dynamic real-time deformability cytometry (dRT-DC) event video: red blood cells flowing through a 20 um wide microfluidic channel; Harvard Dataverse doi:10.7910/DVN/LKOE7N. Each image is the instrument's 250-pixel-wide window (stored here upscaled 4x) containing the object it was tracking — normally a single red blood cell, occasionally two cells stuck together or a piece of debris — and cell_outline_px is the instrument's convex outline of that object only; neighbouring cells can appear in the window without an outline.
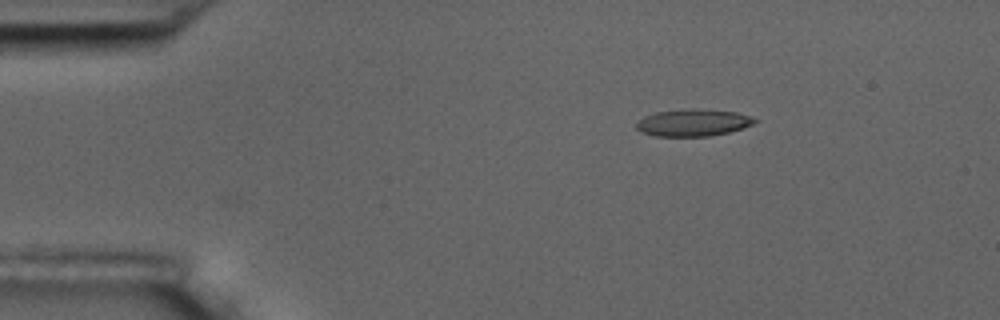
{"species": "common noctule bat (a hibernating species)", "species_latin": "Nyctalus noctula", "temperature_condition": "room temperature", "stored_images_in_passage": 3, "camera_frame_rate_fps": 3000, "um_per_image_px": 0.085, "animal": {"sex": "male", "body_mass_g": 17.5, "forearm_length_mm": 52.3}, "frame": {"image": 1, "passage_image": 3, "time_ms": 2.333, "image_size_px": [1000, 320], "cell_outline_px": [[760, 120], [752, 124], [728, 132], [708, 136], [656, 136], [640, 132], [636, 128], [636, 124], [644, 116], [656, 112], [688, 108], [692, 108], [736, 112], [752, 116]], "centroid_in_image_um": [58.91, 10.42], "position_along_channel_um": 26.1, "area_um2": 18.61}}